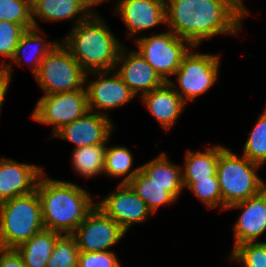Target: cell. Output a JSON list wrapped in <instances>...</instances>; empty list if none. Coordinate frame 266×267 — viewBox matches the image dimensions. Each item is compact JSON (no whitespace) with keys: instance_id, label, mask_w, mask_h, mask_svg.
I'll return each instance as SVG.
<instances>
[{"instance_id":"6da1fadb","label":"cell","mask_w":266,"mask_h":267,"mask_svg":"<svg viewBox=\"0 0 266 267\" xmlns=\"http://www.w3.org/2000/svg\"><path fill=\"white\" fill-rule=\"evenodd\" d=\"M166 23L191 47L215 35H237L249 11L242 0H165Z\"/></svg>"},{"instance_id":"7402d4cb","label":"cell","mask_w":266,"mask_h":267,"mask_svg":"<svg viewBox=\"0 0 266 267\" xmlns=\"http://www.w3.org/2000/svg\"><path fill=\"white\" fill-rule=\"evenodd\" d=\"M32 22L34 27L38 24L34 15L48 22L72 19L77 14H91L79 0H31Z\"/></svg>"},{"instance_id":"8fae6325","label":"cell","mask_w":266,"mask_h":267,"mask_svg":"<svg viewBox=\"0 0 266 267\" xmlns=\"http://www.w3.org/2000/svg\"><path fill=\"white\" fill-rule=\"evenodd\" d=\"M117 189L96 206L127 232L132 224L144 222L151 212L128 184L120 183Z\"/></svg>"},{"instance_id":"cb8c5ba5","label":"cell","mask_w":266,"mask_h":267,"mask_svg":"<svg viewBox=\"0 0 266 267\" xmlns=\"http://www.w3.org/2000/svg\"><path fill=\"white\" fill-rule=\"evenodd\" d=\"M128 185L145 202L151 213L160 205L173 203L176 199L169 193V186L154 183L141 170L131 179Z\"/></svg>"},{"instance_id":"ba28073f","label":"cell","mask_w":266,"mask_h":267,"mask_svg":"<svg viewBox=\"0 0 266 267\" xmlns=\"http://www.w3.org/2000/svg\"><path fill=\"white\" fill-rule=\"evenodd\" d=\"M219 56L188 51L182 58L179 69L175 72L182 92L176 90V93L185 103L194 101L214 85L218 79Z\"/></svg>"},{"instance_id":"484cf974","label":"cell","mask_w":266,"mask_h":267,"mask_svg":"<svg viewBox=\"0 0 266 267\" xmlns=\"http://www.w3.org/2000/svg\"><path fill=\"white\" fill-rule=\"evenodd\" d=\"M133 164V156L126 147H106L104 159V171L113 177L125 176L121 184H128L131 179L140 171V166L132 170L129 174L130 168Z\"/></svg>"},{"instance_id":"4316f807","label":"cell","mask_w":266,"mask_h":267,"mask_svg":"<svg viewBox=\"0 0 266 267\" xmlns=\"http://www.w3.org/2000/svg\"><path fill=\"white\" fill-rule=\"evenodd\" d=\"M243 152V156L260 166L266 162V109L246 140Z\"/></svg>"},{"instance_id":"52a82bcc","label":"cell","mask_w":266,"mask_h":267,"mask_svg":"<svg viewBox=\"0 0 266 267\" xmlns=\"http://www.w3.org/2000/svg\"><path fill=\"white\" fill-rule=\"evenodd\" d=\"M185 39L177 37L172 31L136 39L137 51L156 71L164 82H169L168 75H175L182 58L189 51L184 45Z\"/></svg>"},{"instance_id":"2e32d148","label":"cell","mask_w":266,"mask_h":267,"mask_svg":"<svg viewBox=\"0 0 266 267\" xmlns=\"http://www.w3.org/2000/svg\"><path fill=\"white\" fill-rule=\"evenodd\" d=\"M234 208H243L234 226V248L245 242H256V239L266 231V188L259 194L233 204L227 209Z\"/></svg>"},{"instance_id":"8992f818","label":"cell","mask_w":266,"mask_h":267,"mask_svg":"<svg viewBox=\"0 0 266 267\" xmlns=\"http://www.w3.org/2000/svg\"><path fill=\"white\" fill-rule=\"evenodd\" d=\"M34 76L45 95L79 90L87 83V74L62 43L46 55Z\"/></svg>"},{"instance_id":"d6986e66","label":"cell","mask_w":266,"mask_h":267,"mask_svg":"<svg viewBox=\"0 0 266 267\" xmlns=\"http://www.w3.org/2000/svg\"><path fill=\"white\" fill-rule=\"evenodd\" d=\"M224 146L207 147L206 151L193 152L188 150L182 168V183H196L197 180L210 179L217 176L219 154ZM184 169V170H183Z\"/></svg>"},{"instance_id":"44dd1931","label":"cell","mask_w":266,"mask_h":267,"mask_svg":"<svg viewBox=\"0 0 266 267\" xmlns=\"http://www.w3.org/2000/svg\"><path fill=\"white\" fill-rule=\"evenodd\" d=\"M140 170L154 183L160 186H169V193L175 198L184 189L182 184V169L171 163L166 154L162 153L149 163L143 164Z\"/></svg>"},{"instance_id":"ac0fdd59","label":"cell","mask_w":266,"mask_h":267,"mask_svg":"<svg viewBox=\"0 0 266 267\" xmlns=\"http://www.w3.org/2000/svg\"><path fill=\"white\" fill-rule=\"evenodd\" d=\"M174 87L176 88L175 83L170 80L169 82H164L155 90L141 95L145 106L165 130L173 126L186 106V103L176 93Z\"/></svg>"},{"instance_id":"5bb4252c","label":"cell","mask_w":266,"mask_h":267,"mask_svg":"<svg viewBox=\"0 0 266 267\" xmlns=\"http://www.w3.org/2000/svg\"><path fill=\"white\" fill-rule=\"evenodd\" d=\"M42 174L41 167L2 158L0 160V203L35 191Z\"/></svg>"},{"instance_id":"e0dca14e","label":"cell","mask_w":266,"mask_h":267,"mask_svg":"<svg viewBox=\"0 0 266 267\" xmlns=\"http://www.w3.org/2000/svg\"><path fill=\"white\" fill-rule=\"evenodd\" d=\"M117 12L124 20L129 34L166 23L165 0H119Z\"/></svg>"},{"instance_id":"7a4b0ae2","label":"cell","mask_w":266,"mask_h":267,"mask_svg":"<svg viewBox=\"0 0 266 267\" xmlns=\"http://www.w3.org/2000/svg\"><path fill=\"white\" fill-rule=\"evenodd\" d=\"M102 21L95 12L82 14L65 38L66 41L62 40L86 74L110 72L117 67L122 46Z\"/></svg>"},{"instance_id":"836d02e7","label":"cell","mask_w":266,"mask_h":267,"mask_svg":"<svg viewBox=\"0 0 266 267\" xmlns=\"http://www.w3.org/2000/svg\"><path fill=\"white\" fill-rule=\"evenodd\" d=\"M0 267H25V265L16 249L0 247Z\"/></svg>"},{"instance_id":"f546056e","label":"cell","mask_w":266,"mask_h":267,"mask_svg":"<svg viewBox=\"0 0 266 267\" xmlns=\"http://www.w3.org/2000/svg\"><path fill=\"white\" fill-rule=\"evenodd\" d=\"M232 260H239L242 267H266V242H245L231 251Z\"/></svg>"},{"instance_id":"f1b7e54d","label":"cell","mask_w":266,"mask_h":267,"mask_svg":"<svg viewBox=\"0 0 266 267\" xmlns=\"http://www.w3.org/2000/svg\"><path fill=\"white\" fill-rule=\"evenodd\" d=\"M0 20L18 23L25 29L34 27L31 0H0Z\"/></svg>"},{"instance_id":"5b68a950","label":"cell","mask_w":266,"mask_h":267,"mask_svg":"<svg viewBox=\"0 0 266 267\" xmlns=\"http://www.w3.org/2000/svg\"><path fill=\"white\" fill-rule=\"evenodd\" d=\"M260 167L243 155L239 158L228 148L219 154L216 174L224 210L259 194L266 188V183L255 173Z\"/></svg>"},{"instance_id":"d590c367","label":"cell","mask_w":266,"mask_h":267,"mask_svg":"<svg viewBox=\"0 0 266 267\" xmlns=\"http://www.w3.org/2000/svg\"><path fill=\"white\" fill-rule=\"evenodd\" d=\"M87 9L91 6L101 3L100 0H79Z\"/></svg>"},{"instance_id":"603a6c76","label":"cell","mask_w":266,"mask_h":267,"mask_svg":"<svg viewBox=\"0 0 266 267\" xmlns=\"http://www.w3.org/2000/svg\"><path fill=\"white\" fill-rule=\"evenodd\" d=\"M38 31L39 27H32L25 30L11 59L19 66H22V64L20 63V55L24 52V58L28 59L29 54H25V52L27 47L28 49L31 48L30 52H34L35 54H33L34 56L31 54L33 58L30 55L31 59H28L27 63L31 64L30 66H32L33 68L32 70L34 75L38 72L42 60L56 45H58V42L55 41H53L52 43H45L43 37L40 35V33H38ZM36 43H38L37 46ZM25 55L28 56L25 57Z\"/></svg>"},{"instance_id":"9c48e42d","label":"cell","mask_w":266,"mask_h":267,"mask_svg":"<svg viewBox=\"0 0 266 267\" xmlns=\"http://www.w3.org/2000/svg\"><path fill=\"white\" fill-rule=\"evenodd\" d=\"M89 111L85 87L79 90L44 95L33 111L32 119L42 124H52L53 134Z\"/></svg>"},{"instance_id":"4fadbf2b","label":"cell","mask_w":266,"mask_h":267,"mask_svg":"<svg viewBox=\"0 0 266 267\" xmlns=\"http://www.w3.org/2000/svg\"><path fill=\"white\" fill-rule=\"evenodd\" d=\"M108 73V71L87 73L98 74L100 77L85 84L88 107L91 112L94 108L104 109V111L114 109L128 103L135 96L115 71L111 77H107Z\"/></svg>"},{"instance_id":"277c9868","label":"cell","mask_w":266,"mask_h":267,"mask_svg":"<svg viewBox=\"0 0 266 267\" xmlns=\"http://www.w3.org/2000/svg\"><path fill=\"white\" fill-rule=\"evenodd\" d=\"M37 191L0 203V247L16 249L43 230Z\"/></svg>"},{"instance_id":"1f68e13d","label":"cell","mask_w":266,"mask_h":267,"mask_svg":"<svg viewBox=\"0 0 266 267\" xmlns=\"http://www.w3.org/2000/svg\"><path fill=\"white\" fill-rule=\"evenodd\" d=\"M25 28L9 21L0 20V55L12 59Z\"/></svg>"},{"instance_id":"d6a6232c","label":"cell","mask_w":266,"mask_h":267,"mask_svg":"<svg viewBox=\"0 0 266 267\" xmlns=\"http://www.w3.org/2000/svg\"><path fill=\"white\" fill-rule=\"evenodd\" d=\"M115 255L112 251L80 252L78 267H120Z\"/></svg>"},{"instance_id":"3957f363","label":"cell","mask_w":266,"mask_h":267,"mask_svg":"<svg viewBox=\"0 0 266 267\" xmlns=\"http://www.w3.org/2000/svg\"><path fill=\"white\" fill-rule=\"evenodd\" d=\"M36 191L41 202L44 229L72 234L96 206L89 194L78 184L53 180L43 173Z\"/></svg>"},{"instance_id":"d4e9b609","label":"cell","mask_w":266,"mask_h":267,"mask_svg":"<svg viewBox=\"0 0 266 267\" xmlns=\"http://www.w3.org/2000/svg\"><path fill=\"white\" fill-rule=\"evenodd\" d=\"M105 150V144L75 148L72 156L75 171L88 178L103 173Z\"/></svg>"},{"instance_id":"9a60e30c","label":"cell","mask_w":266,"mask_h":267,"mask_svg":"<svg viewBox=\"0 0 266 267\" xmlns=\"http://www.w3.org/2000/svg\"><path fill=\"white\" fill-rule=\"evenodd\" d=\"M124 48H121L118 55L116 65L119 63L121 65L119 69L117 68L116 73L135 96L138 92L144 95L164 83L156 71L137 51L127 53V57H125Z\"/></svg>"},{"instance_id":"30bf717a","label":"cell","mask_w":266,"mask_h":267,"mask_svg":"<svg viewBox=\"0 0 266 267\" xmlns=\"http://www.w3.org/2000/svg\"><path fill=\"white\" fill-rule=\"evenodd\" d=\"M126 231L100 208L95 206L71 234L80 252L109 251Z\"/></svg>"},{"instance_id":"4dcf8cb0","label":"cell","mask_w":266,"mask_h":267,"mask_svg":"<svg viewBox=\"0 0 266 267\" xmlns=\"http://www.w3.org/2000/svg\"><path fill=\"white\" fill-rule=\"evenodd\" d=\"M182 184L183 188H189L209 209L215 208L218 205L220 206V204L223 209V201L217 176H210V179L197 180L196 183Z\"/></svg>"},{"instance_id":"7c38bea8","label":"cell","mask_w":266,"mask_h":267,"mask_svg":"<svg viewBox=\"0 0 266 267\" xmlns=\"http://www.w3.org/2000/svg\"><path fill=\"white\" fill-rule=\"evenodd\" d=\"M112 122L105 113H91L77 118L70 124L63 126L54 136L66 139L74 144L75 148L96 144H105L111 136Z\"/></svg>"},{"instance_id":"ffe728a7","label":"cell","mask_w":266,"mask_h":267,"mask_svg":"<svg viewBox=\"0 0 266 267\" xmlns=\"http://www.w3.org/2000/svg\"><path fill=\"white\" fill-rule=\"evenodd\" d=\"M62 234L43 229L16 248L25 267H46L57 239Z\"/></svg>"},{"instance_id":"83f0119b","label":"cell","mask_w":266,"mask_h":267,"mask_svg":"<svg viewBox=\"0 0 266 267\" xmlns=\"http://www.w3.org/2000/svg\"><path fill=\"white\" fill-rule=\"evenodd\" d=\"M79 253L75 238L63 234L57 239L46 267H78Z\"/></svg>"},{"instance_id":"e575fe53","label":"cell","mask_w":266,"mask_h":267,"mask_svg":"<svg viewBox=\"0 0 266 267\" xmlns=\"http://www.w3.org/2000/svg\"><path fill=\"white\" fill-rule=\"evenodd\" d=\"M12 66L9 64H3L0 67V109L2 108L5 95L9 88V82L12 77Z\"/></svg>"}]
</instances>
